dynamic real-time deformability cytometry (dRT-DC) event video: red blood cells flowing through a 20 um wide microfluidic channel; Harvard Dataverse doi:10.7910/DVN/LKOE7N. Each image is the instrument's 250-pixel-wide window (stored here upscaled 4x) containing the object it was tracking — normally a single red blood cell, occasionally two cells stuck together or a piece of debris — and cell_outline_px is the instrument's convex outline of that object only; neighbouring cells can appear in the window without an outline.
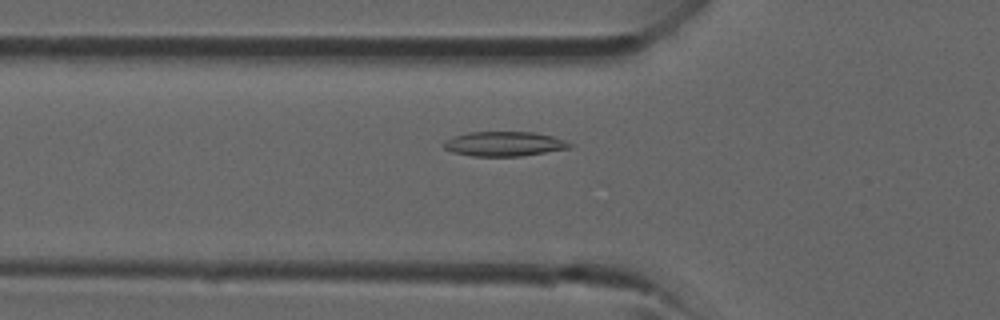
{"species": "common noctule bat (a hibernating species)", "species_latin": "Nyctalus noctula", "temperature_condition": "room temperature", "stored_images_in_passage": 28, "camera_frame_rate_fps": 3000, "um_per_image_px": 0.085, "animal": {"sex": "male", "forearm_length_mm": 52.5}, "frame": {"image": 1, "passage_image": 2, "time_ms": 0.333, "image_size_px": [1000, 320], "cell_outline_px": [[572, 148], [520, 156], [472, 156], [452, 152], [444, 148], [444, 140], [452, 136], [468, 132], [536, 132], [552, 136], [564, 140], [572, 144]], "centroid_in_image_um": [42.84, 12.22], "position_along_channel_um": 83.0, "area_um2": 18.15}}
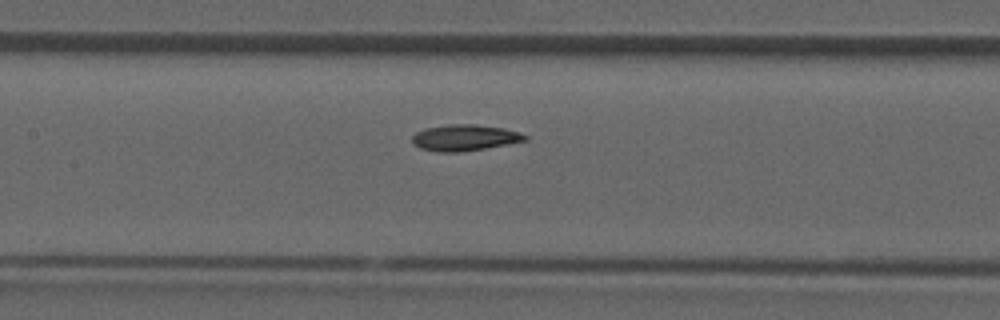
{"frame": {"image": 2, "passage_image": 7, "time_ms": 2.0, "image_size_px": [1000, 320], "cell_outline_px": [[528, 140], [484, 148], [460, 152], [440, 152], [420, 148], [412, 144], [412, 136], [416, 132], [424, 128], [448, 124], [476, 124], [504, 128], [520, 132], [528, 136]], "centroid_in_image_um": [39.48, 11.69], "position_along_channel_um": 167.9, "area_um2": 17.28}}
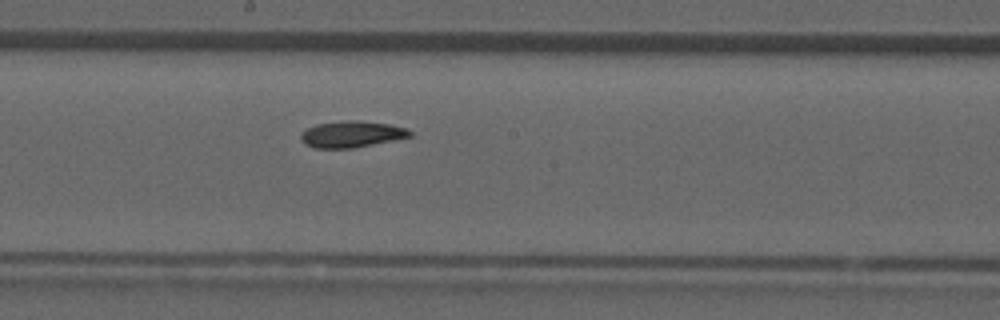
{"frame": {"image": 3, "passage_image": 10, "time_ms": 3.0, "image_size_px": [1000, 320], "cell_outline_px": [[412, 136], [352, 148], [312, 148], [304, 144], [300, 140], [300, 136], [308, 128], [316, 124], [344, 120], [356, 120], [388, 124], [404, 128], [412, 132]], "centroid_in_image_um": [29.84, 11.41], "position_along_channel_um": 218.4, "area_um2": 16.59}}